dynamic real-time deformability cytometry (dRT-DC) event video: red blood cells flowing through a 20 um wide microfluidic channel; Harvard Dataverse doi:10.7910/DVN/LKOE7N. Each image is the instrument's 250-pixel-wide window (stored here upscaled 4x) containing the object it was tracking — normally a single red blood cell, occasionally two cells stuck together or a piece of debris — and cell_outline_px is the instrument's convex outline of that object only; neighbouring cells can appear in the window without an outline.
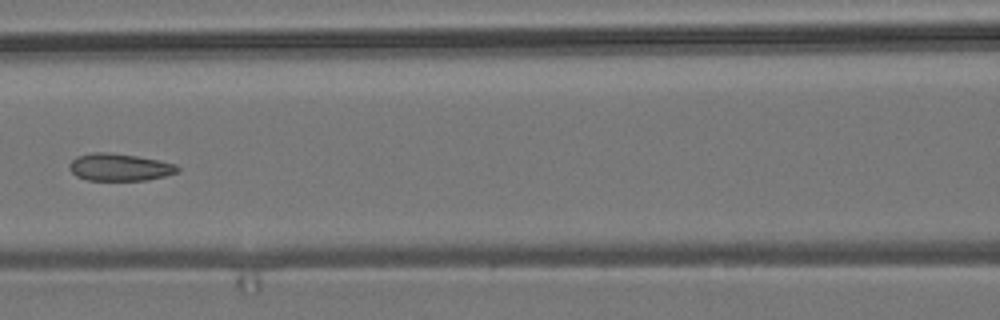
{"species": "common noctule bat (a hibernating species)", "species_latin": "Nyctalus noctula", "temperature_condition": "room temperature", "stored_images_in_passage": 9, "camera_frame_rate_fps": 3000, "um_per_image_px": 0.085, "animal": {"sex": "male", "body_mass_g": 19.2, "forearm_length_mm": 51.8}, "frame": {"image": 1, "passage_image": 6, "time_ms": 1.667, "image_size_px": [1000, 320], "cell_outline_px": [[180, 172], [148, 180], [88, 180], [76, 176], [68, 168], [68, 164], [76, 156], [92, 152], [108, 152], [136, 156], [176, 164], [180, 168]], "centroid_in_image_um": [10.14, 14.21], "position_along_channel_um": 156.5, "area_um2": 17.28}}
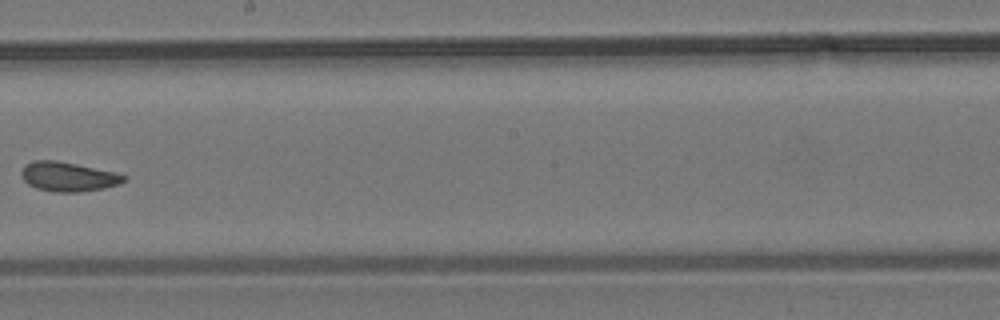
{"frame": {"image": 2, "passage_image": 8, "time_ms": 2.333, "image_size_px": [1000, 320], "cell_outline_px": [[128, 176], [120, 184], [104, 188], [80, 192], [52, 192], [36, 188], [28, 184], [24, 180], [20, 172], [24, 164], [32, 160], [56, 160], [76, 164], [112, 172]], "centroid_in_image_um": [5.74, 15.02], "position_along_channel_um": 242.5, "area_um2": 17.57}}
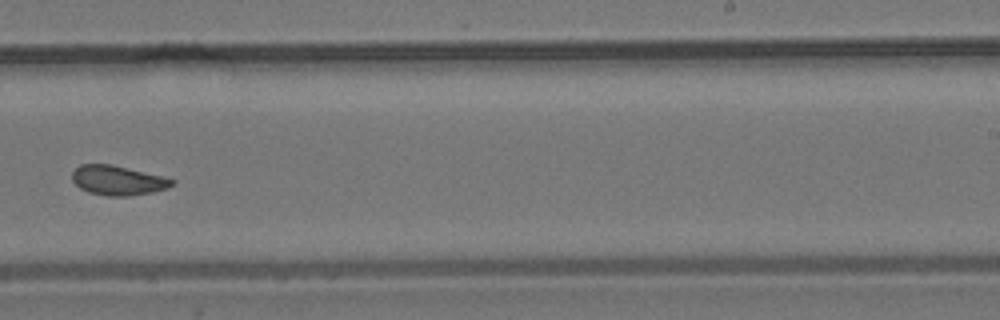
{"frame": {"image": 3, "passage_image": 9, "time_ms": 2.667, "image_size_px": [1000, 320], "cell_outline_px": [[176, 180], [168, 188], [152, 192], [128, 196], [104, 196], [88, 192], [80, 188], [72, 180], [72, 172], [80, 164], [112, 164], [164, 176]], "centroid_in_image_um": [10.01, 15.33], "position_along_channel_um": 279.0, "area_um2": 17.34}}